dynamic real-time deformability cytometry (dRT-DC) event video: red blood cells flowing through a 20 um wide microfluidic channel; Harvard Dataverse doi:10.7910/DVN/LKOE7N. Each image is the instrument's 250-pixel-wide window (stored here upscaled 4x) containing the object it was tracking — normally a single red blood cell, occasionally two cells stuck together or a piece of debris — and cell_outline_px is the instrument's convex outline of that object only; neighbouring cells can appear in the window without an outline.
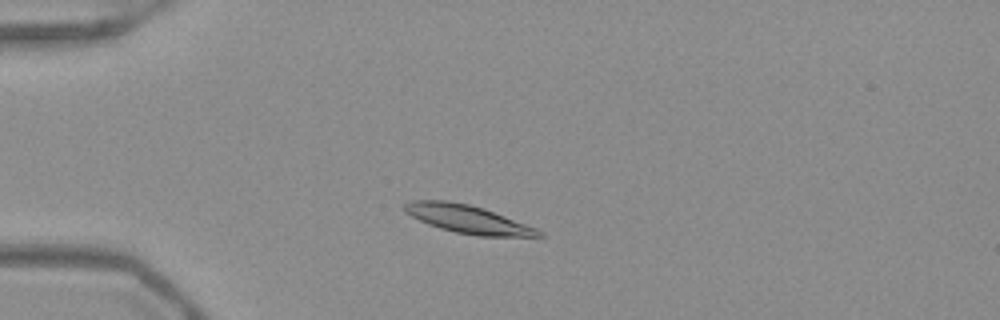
{"species": "Egyptian fruit bat (a non-hibernating species)", "species_latin": "Rousettus aegyptiacus", "temperature_condition": "warm", "stored_images_in_passage": 48, "camera_frame_rate_fps": 3000, "um_per_image_px": 0.085, "frame": {"image": 1, "passage_image": 9, "time_ms": 2.667, "image_size_px": [1000, 320], "cell_outline_px": [[544, 236], [476, 236], [456, 232], [440, 228], [428, 224], [404, 212], [404, 204], [412, 200], [444, 200], [468, 204], [484, 208], [536, 228], [544, 232]], "centroid_in_image_um": [39.75, 18.63], "position_along_channel_um": 45.2, "area_um2": 21.79}}
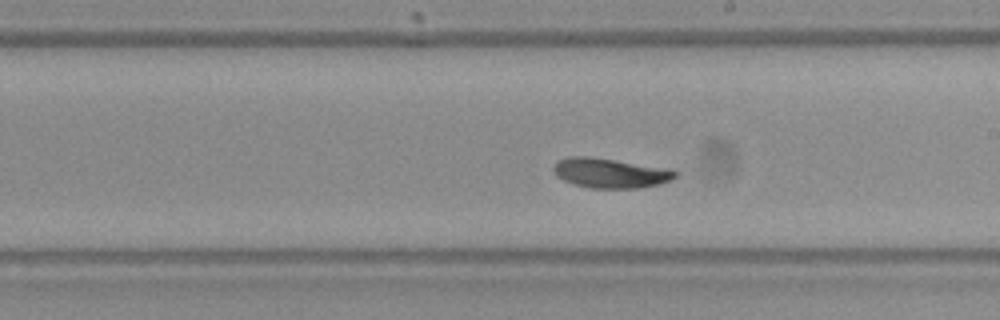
{"frame": {"image": 2, "passage_image": 26, "time_ms": 8.333, "image_size_px": [1000, 320], "cell_outline_px": [[680, 172], [676, 176], [660, 184], [640, 188], [588, 188], [564, 180], [556, 176], [552, 168], [560, 160], [568, 156], [588, 156], [672, 168]], "centroid_in_image_um": [51.92, 14.7], "position_along_channel_um": 237.1, "area_um2": 21.21}}
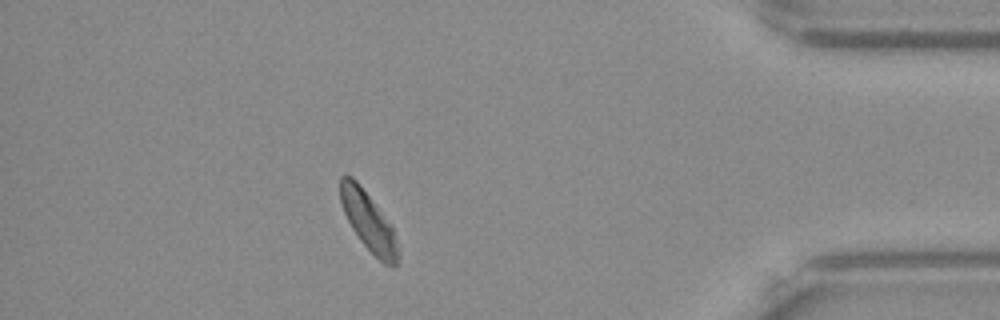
{"frame": {"image": 3, "passage_image": 42, "time_ms": 13.667, "image_size_px": [1000, 320], "cell_outline_px": [[396, 264], [392, 268], [384, 264], [360, 240], [352, 228], [340, 204], [340, 176], [352, 176], [356, 180], [392, 224], [396, 244]], "centroid_in_image_um": [31.28, 18.78], "position_along_channel_um": 403.9, "area_um2": 19.31}, "authors_computed_cell_mechanics": {"area_um2": 21.097, "velocity_mm_per_s": 3.8634, "shape_relaxation_time_tau1_ms": 1.9084, "shape_relaxation_time_tau2_ms": 9.381, "deformation_change_tau1": 0.1097, "deformation_change_tau2": 0.1497}}